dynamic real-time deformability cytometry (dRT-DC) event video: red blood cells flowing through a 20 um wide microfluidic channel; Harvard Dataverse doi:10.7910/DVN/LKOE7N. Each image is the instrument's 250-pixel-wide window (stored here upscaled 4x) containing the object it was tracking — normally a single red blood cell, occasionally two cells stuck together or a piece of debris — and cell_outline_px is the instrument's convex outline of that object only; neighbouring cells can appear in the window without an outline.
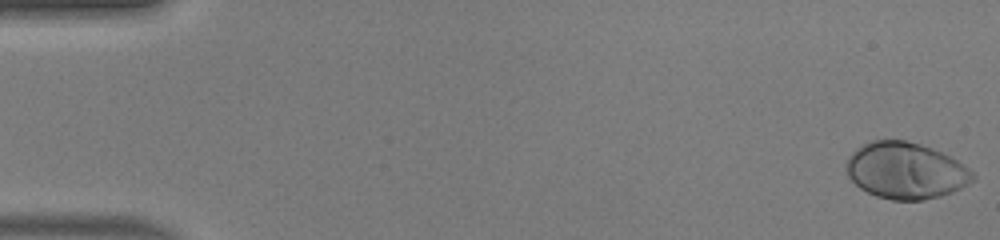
{"species": "human", "species_latin": "Homo sapiens", "temperature_condition": "warm", "stored_images_in_passage": 49, "camera_frame_rate_fps": 3000, "um_per_image_px": 0.085, "donor": {"sex": "male"}, "frame": {"image": 1, "passage_image": 1, "time_ms": 0.0, "image_size_px": [1000, 240], "cell_outline_px": [[976, 180], [952, 192], [940, 196], [924, 200], [892, 200], [876, 196], [860, 188], [848, 176], [848, 156], [856, 148], [872, 140], [904, 140], [920, 144], [932, 148], [956, 160], [968, 168], [976, 176]], "centroid_in_image_um": [77.0, 14.51], "position_along_channel_um": 8.0, "area_um2": 41.33}}
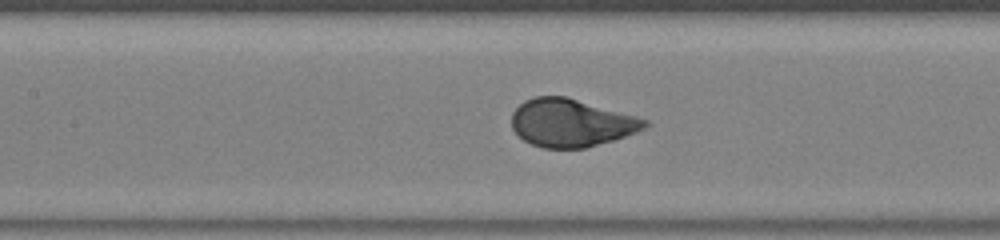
{"frame": {"image": 2, "passage_image": 23, "time_ms": 7.333, "image_size_px": [1000, 240], "cell_outline_px": [[648, 124], [644, 128], [636, 132], [612, 140], [584, 148], [544, 148], [532, 144], [524, 140], [512, 128], [512, 112], [524, 100], [536, 96], [564, 96], [636, 116], [648, 120]], "centroid_in_image_um": [48.52, 10.44], "position_along_channel_um": 158.9, "area_um2": 36.65}}
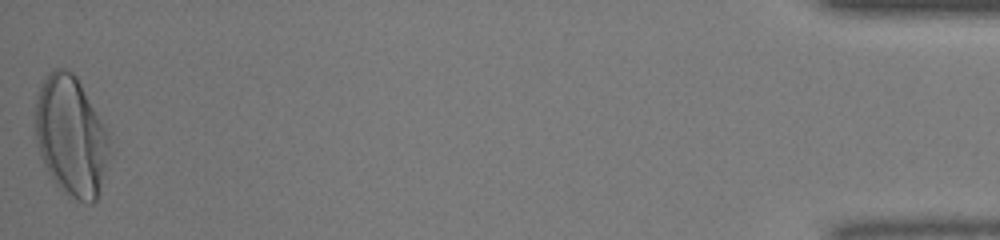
{"frame": {"image": 3, "passage_image": 49, "time_ms": 16.0, "image_size_px": [1000, 240], "cell_outline_px": [[108, 144], [104, 168], [96, 200], [92, 204], [88, 204], [64, 192], [56, 184], [44, 164], [40, 156], [36, 140], [36, 100], [40, 84], [48, 72], [56, 68], [64, 68], [72, 72], [76, 76], [104, 128], [108, 136]], "centroid_in_image_um": [5.97, 11.54], "position_along_channel_um": 429.2, "area_um2": 50.29}, "authors_computed_cell_mechanics": {"area_um2": 38.437, "velocity_mm_per_s": 4.204, "shape_relaxation_time_tau1_ms": 2.5715, "shape_relaxation_time_tau2_ms": null, "deformation_change_tau1": 0.1941, "deformation_change_tau2": null}}